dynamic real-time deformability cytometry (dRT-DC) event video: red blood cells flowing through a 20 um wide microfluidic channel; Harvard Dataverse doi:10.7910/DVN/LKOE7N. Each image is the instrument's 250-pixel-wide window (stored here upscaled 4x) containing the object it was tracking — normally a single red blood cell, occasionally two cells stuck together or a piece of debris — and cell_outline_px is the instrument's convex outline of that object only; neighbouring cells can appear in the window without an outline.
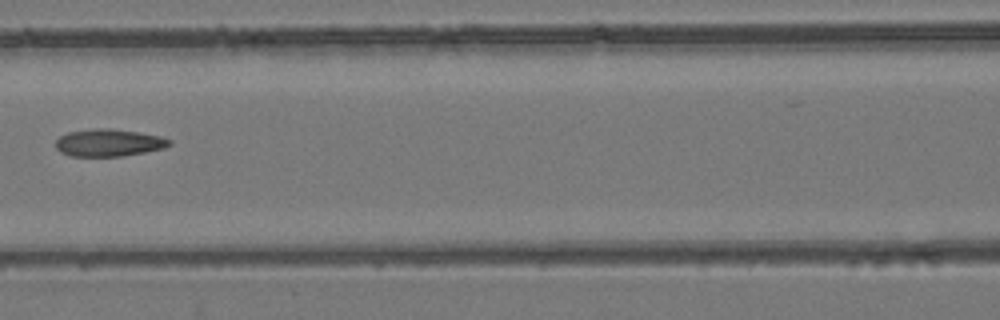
{"species": "common noctule bat (a hibernating species)", "species_latin": "Nyctalus noctula", "temperature_condition": "room temperature", "stored_images_in_passage": 7, "camera_frame_rate_fps": 3000, "um_per_image_px": 0.085, "animal": {"sex": "female", "body_mass_g": 24.6, "forearm_length_mm": 56.2}, "frame": {"image": 1, "passage_image": 6, "time_ms": 7.0, "image_size_px": [1000, 320], "cell_outline_px": [[172, 144], [164, 148], [144, 152], [120, 156], [72, 156], [60, 152], [56, 148], [56, 140], [60, 136], [68, 132], [92, 128], [108, 128], [136, 132], [160, 136], [172, 140]], "centroid_in_image_um": [9.23, 12.13], "position_along_channel_um": 157.4, "area_um2": 18.03}}
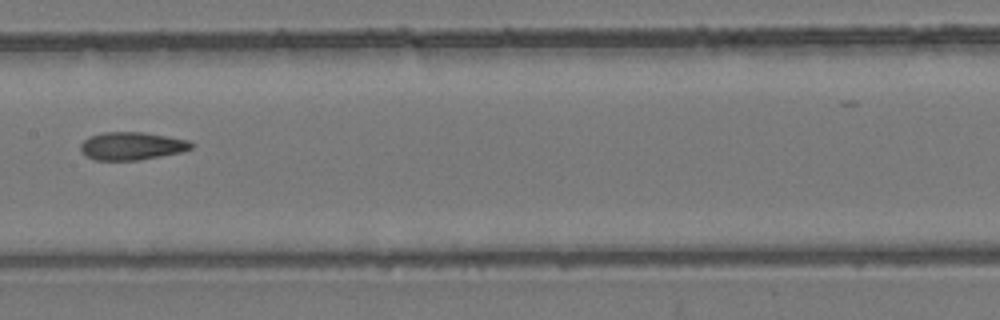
{"frame": {"image": 2, "passage_image": 7, "time_ms": 8.0, "image_size_px": [1000, 320], "cell_outline_px": [[192, 148], [180, 152], [160, 156], [136, 160], [96, 160], [80, 152], [80, 144], [88, 136], [104, 132], [144, 132], [188, 140], [192, 144]], "centroid_in_image_um": [11.15, 12.4], "position_along_channel_um": 196.2, "area_um2": 17.86}}